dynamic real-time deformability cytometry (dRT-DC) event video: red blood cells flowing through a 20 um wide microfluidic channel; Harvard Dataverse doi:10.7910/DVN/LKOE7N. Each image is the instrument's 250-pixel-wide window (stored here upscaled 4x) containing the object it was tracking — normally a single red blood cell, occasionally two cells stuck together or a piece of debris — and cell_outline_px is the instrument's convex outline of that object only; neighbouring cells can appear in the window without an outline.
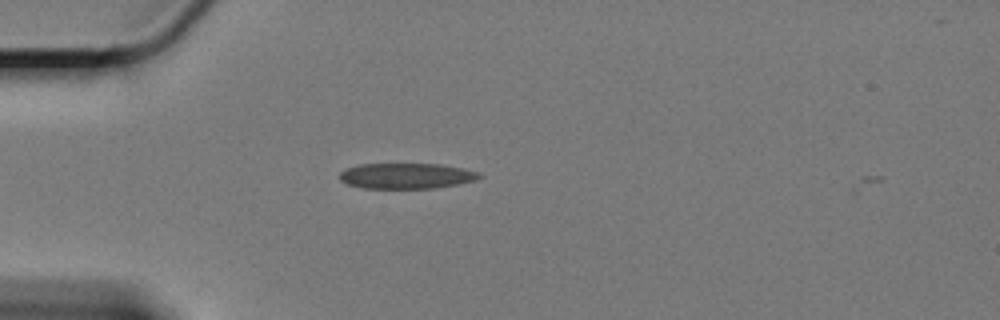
{"species": "Egyptian fruit bat (a non-hibernating species)", "species_latin": "Rousettus aegyptiacus", "temperature_condition": "cold", "stored_images_in_passage": 3, "camera_frame_rate_fps": 3000, "um_per_image_px": 0.085, "animal": {"sex": "female"}, "frame": {"image": 1, "passage_image": 2, "time_ms": 0.333, "image_size_px": [1000, 320], "cell_outline_px": [[484, 176], [476, 180], [460, 184], [436, 188], [364, 188], [348, 184], [340, 180], [340, 172], [348, 168], [360, 164], [440, 164], [480, 172]], "centroid_in_image_um": [34.59, 14.95], "position_along_channel_um": 50.4, "area_um2": 20.81}}